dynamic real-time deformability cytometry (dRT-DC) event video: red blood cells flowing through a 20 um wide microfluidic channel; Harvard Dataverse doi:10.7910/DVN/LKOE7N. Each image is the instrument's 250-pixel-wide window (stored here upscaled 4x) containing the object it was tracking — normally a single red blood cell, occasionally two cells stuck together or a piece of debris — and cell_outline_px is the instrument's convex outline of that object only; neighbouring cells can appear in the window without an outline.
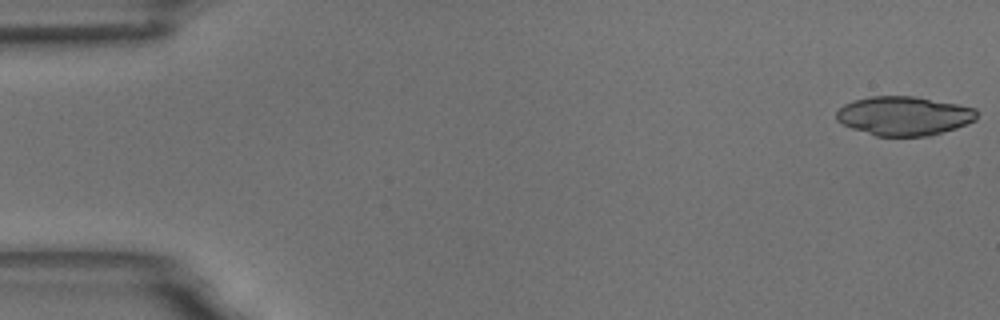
{"species": "common noctule bat (a hibernating species)", "species_latin": "Nyctalus noctula", "temperature_condition": "room temperature", "stored_images_in_passage": 21, "camera_frame_rate_fps": 3000, "um_per_image_px": 0.085, "animal": {"sex": "male", "body_mass_g": 18.8}, "frame": {"image": 1, "passage_image": 1, "time_ms": 0.0, "image_size_px": [1000, 320], "cell_outline_px": [[980, 112], [976, 120], [956, 128], [928, 136], [876, 136], [852, 128], [836, 120], [836, 112], [844, 104], [852, 100], [868, 96], [916, 96], [976, 108]], "centroid_in_image_um": [76.85, 9.84], "position_along_channel_um": 8.1, "area_um2": 32.14}}